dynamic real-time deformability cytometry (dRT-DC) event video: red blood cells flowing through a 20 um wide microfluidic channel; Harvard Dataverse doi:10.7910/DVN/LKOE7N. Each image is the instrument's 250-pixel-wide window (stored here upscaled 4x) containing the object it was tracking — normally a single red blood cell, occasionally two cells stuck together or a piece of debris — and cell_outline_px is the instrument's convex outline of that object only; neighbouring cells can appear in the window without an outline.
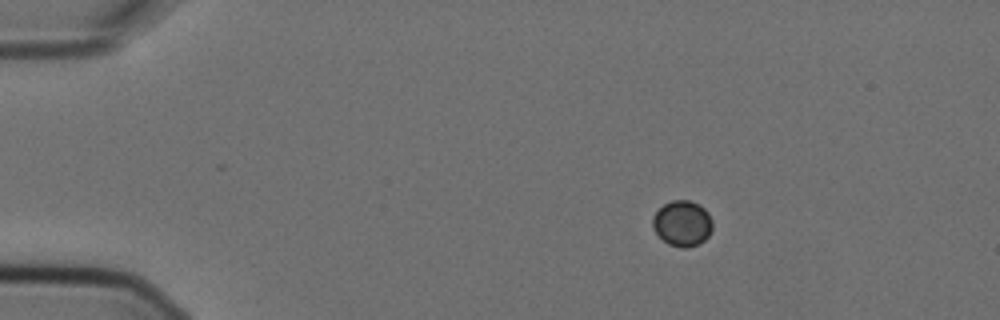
{"species": "Egyptian fruit bat (a non-hibernating species)", "species_latin": "Rousettus aegyptiacus", "temperature_condition": "cold", "stored_images_in_passage": 4, "camera_frame_rate_fps": 3000, "um_per_image_px": 0.085, "animal": {"sex": "female"}, "frame": {"image": 1, "passage_image": 1, "time_ms": 0.0, "image_size_px": [1000, 320], "cell_outline_px": [[712, 228], [708, 236], [700, 244], [688, 248], [680, 248], [668, 244], [652, 228], [652, 216], [664, 204], [672, 200], [688, 200], [704, 208], [708, 212], [712, 220]], "centroid_in_image_um": [58.0, 19.0], "position_along_channel_um": 27.0, "area_um2": 15.95}}
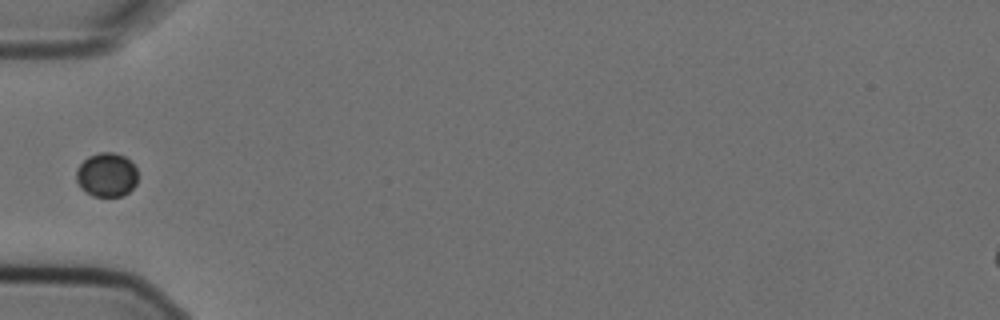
{"frame": {"image": 2, "passage_image": 4, "time_ms": 1.0, "image_size_px": [1000, 320], "cell_outline_px": [[136, 184], [124, 196], [92, 196], [84, 192], [80, 188], [76, 180], [76, 168], [88, 156], [100, 152], [112, 152], [124, 156], [136, 168]], "centroid_in_image_um": [9.02, 14.87], "position_along_channel_um": 76.0, "area_um2": 15.84}}